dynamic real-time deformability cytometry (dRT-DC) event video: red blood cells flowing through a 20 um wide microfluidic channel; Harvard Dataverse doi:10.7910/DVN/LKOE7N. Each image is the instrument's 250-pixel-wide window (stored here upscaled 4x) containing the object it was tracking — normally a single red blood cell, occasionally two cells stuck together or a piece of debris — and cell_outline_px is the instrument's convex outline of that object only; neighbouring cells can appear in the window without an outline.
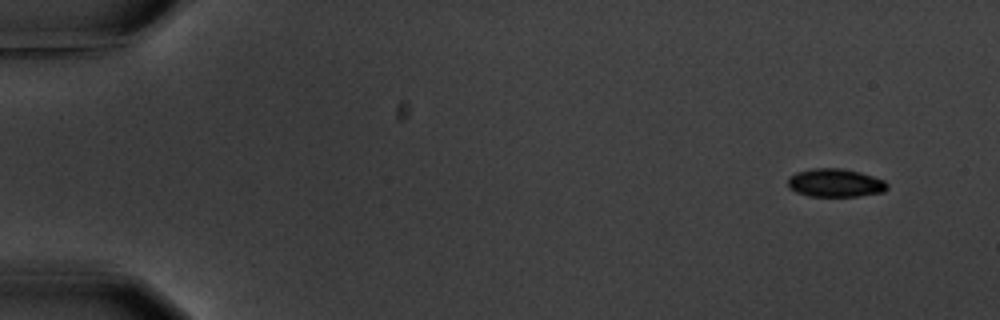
{"species": "common noctule bat (a hibernating species)", "species_latin": "Nyctalus noctula", "temperature_condition": "warm", "stored_images_in_passage": 10, "camera_frame_rate_fps": 3000, "um_per_image_px": 0.085, "animal": {"sex": "male", "body_mass_g": 20.1, "forearm_length_mm": 53.5}, "frame": {"image": 1, "passage_image": 1, "time_ms": 0.0, "image_size_px": [1000, 320], "cell_outline_px": [[888, 188], [884, 192], [860, 196], [808, 196], [796, 192], [788, 188], [788, 176], [796, 172], [812, 168], [844, 168], [860, 172], [884, 180], [888, 184]], "centroid_in_image_um": [70.99, 15.54], "position_along_channel_um": 14.0, "area_um2": 16.59}}
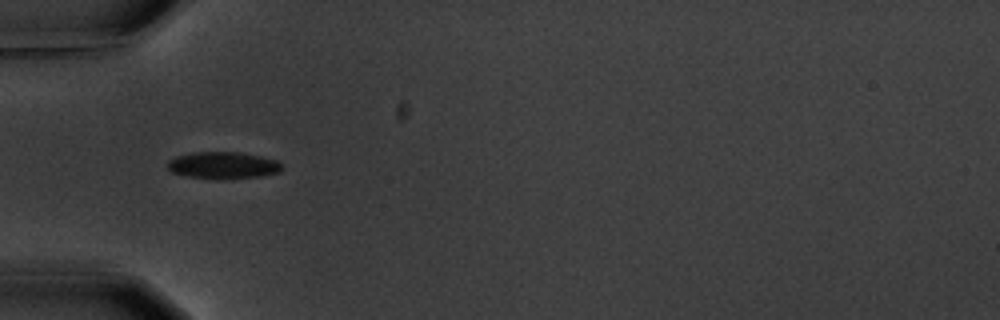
{"frame": {"image": 2, "passage_image": 5, "time_ms": 5.0, "image_size_px": [1000, 320], "cell_outline_px": [[284, 168], [280, 172], [260, 176], [224, 180], [216, 180], [188, 176], [172, 172], [168, 168], [168, 160], [176, 156], [192, 152], [240, 152], [260, 156], [276, 160]], "centroid_in_image_um": [18.96, 14.06], "position_along_channel_um": 66.0, "area_um2": 18.15}}